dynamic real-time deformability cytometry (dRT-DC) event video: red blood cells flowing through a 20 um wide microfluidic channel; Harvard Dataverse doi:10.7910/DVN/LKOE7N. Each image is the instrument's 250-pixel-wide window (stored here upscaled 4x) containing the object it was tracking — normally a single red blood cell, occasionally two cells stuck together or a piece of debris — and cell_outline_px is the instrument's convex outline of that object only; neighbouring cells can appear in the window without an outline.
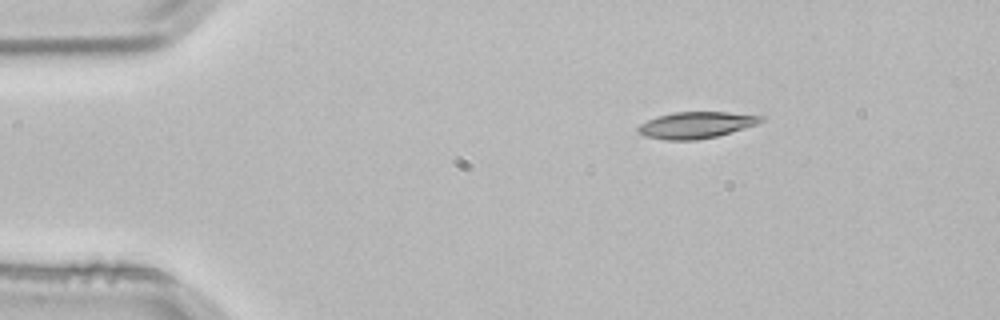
{"species": "common noctule bat (a hibernating species)", "species_latin": "Nyctalus noctula", "temperature_condition": "room temperature", "stored_images_in_passage": 2, "camera_frame_rate_fps": 3000, "um_per_image_px": 0.085, "animal": {"sex": "male", "body_mass_g": 21.5, "forearm_length_mm": 52.0}, "frame": {"image": 1, "passage_image": 1, "time_ms": 0.0, "image_size_px": [1000, 320], "cell_outline_px": [[764, 120], [756, 124], [744, 128], [716, 136], [696, 140], [664, 140], [644, 136], [636, 132], [636, 128], [640, 124], [656, 116], [672, 112], [728, 112], [764, 116]], "centroid_in_image_um": [59.11, 10.62], "position_along_channel_um": 25.9, "area_um2": 19.02}}